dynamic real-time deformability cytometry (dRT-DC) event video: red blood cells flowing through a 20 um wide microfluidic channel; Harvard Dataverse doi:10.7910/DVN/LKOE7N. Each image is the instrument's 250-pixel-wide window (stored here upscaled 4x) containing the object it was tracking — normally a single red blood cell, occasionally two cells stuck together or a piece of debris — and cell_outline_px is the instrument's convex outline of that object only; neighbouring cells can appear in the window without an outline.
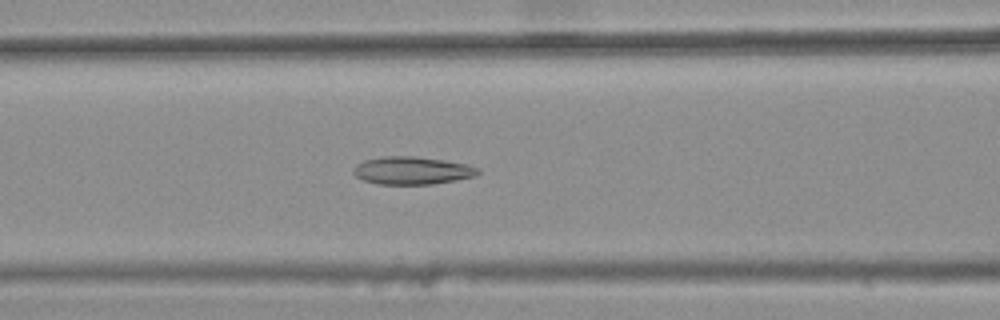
{"species": "common noctule bat (a hibernating species)", "species_latin": "Nyctalus noctula", "temperature_condition": "warm", "stored_images_in_passage": 32, "camera_frame_rate_fps": 3000, "um_per_image_px": 0.085, "animal": {"sex": "female", "body_mass_g": 25.1}, "frame": {"image": 1, "passage_image": 13, "time_ms": 4.0, "image_size_px": [1000, 320], "cell_outline_px": [[480, 172], [472, 176], [456, 180], [432, 184], [376, 184], [364, 180], [356, 176], [352, 172], [352, 168], [356, 164], [364, 160], [384, 156], [416, 156], [444, 160], [464, 164], [480, 168]], "centroid_in_image_um": [34.98, 14.49], "position_along_channel_um": 131.6, "area_um2": 20.11}}
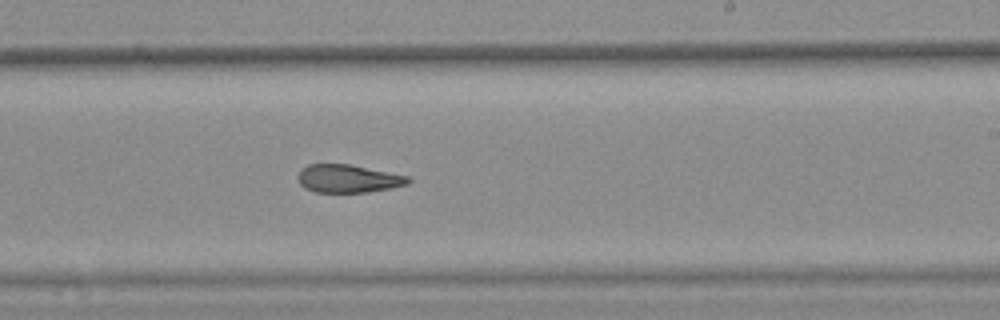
{"frame": {"image": 2, "passage_image": 23, "time_ms": 7.333, "image_size_px": [1000, 320], "cell_outline_px": [[412, 180], [408, 184], [392, 188], [368, 192], [316, 192], [304, 188], [300, 184], [296, 176], [300, 168], [308, 164], [348, 164], [408, 176]], "centroid_in_image_um": [29.55, 15.18], "position_along_channel_um": 259.4, "area_um2": 18.09}}
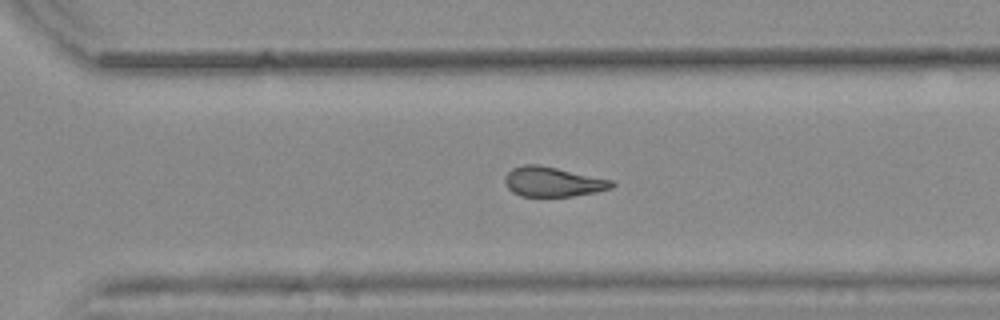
{"frame": {"image": 3, "passage_image": 28, "time_ms": 9.0, "image_size_px": [1000, 320], "cell_outline_px": [[616, 184], [612, 188], [596, 192], [572, 196], [520, 196], [512, 192], [508, 188], [504, 180], [504, 176], [512, 168], [524, 164], [540, 164], [612, 180]], "centroid_in_image_um": [46.98, 15.44], "position_along_channel_um": 323.6, "area_um2": 18.61}, "authors_computed_cell_mechanics": {"area_um2": 19.1896, "velocity_mm_per_s": 3.846, "shape_relaxation_time_tau1_ms": null, "shape_relaxation_time_tau2_ms": 2.9068, "deformation_change_tau1": null, "deformation_change_tau2": 0.1168}}